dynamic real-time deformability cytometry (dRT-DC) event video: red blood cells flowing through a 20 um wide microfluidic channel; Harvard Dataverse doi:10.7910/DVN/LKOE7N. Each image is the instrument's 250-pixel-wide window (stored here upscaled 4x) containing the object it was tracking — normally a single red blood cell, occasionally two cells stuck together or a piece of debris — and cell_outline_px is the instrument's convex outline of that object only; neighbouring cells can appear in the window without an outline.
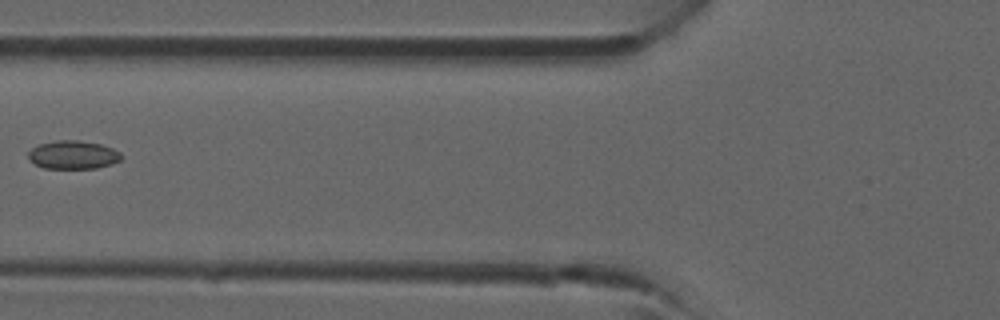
{"species": "common noctule bat (a hibernating species)", "species_latin": "Nyctalus noctula", "temperature_condition": "room temperature", "stored_images_in_passage": 3, "camera_frame_rate_fps": 3000, "um_per_image_px": 0.085, "animal": {"sex": "male", "forearm_length_mm": 52.5}, "frame": {"image": 1, "passage_image": 3, "time_ms": 2.333, "image_size_px": [1000, 320], "cell_outline_px": [[124, 156], [120, 160], [112, 164], [96, 168], [44, 168], [28, 160], [28, 152], [32, 148], [40, 144], [56, 140], [76, 140], [100, 144], [112, 148], [120, 152]], "centroid_in_image_um": [6.22, 13.16], "position_along_channel_um": 119.6, "area_um2": 15.37}}